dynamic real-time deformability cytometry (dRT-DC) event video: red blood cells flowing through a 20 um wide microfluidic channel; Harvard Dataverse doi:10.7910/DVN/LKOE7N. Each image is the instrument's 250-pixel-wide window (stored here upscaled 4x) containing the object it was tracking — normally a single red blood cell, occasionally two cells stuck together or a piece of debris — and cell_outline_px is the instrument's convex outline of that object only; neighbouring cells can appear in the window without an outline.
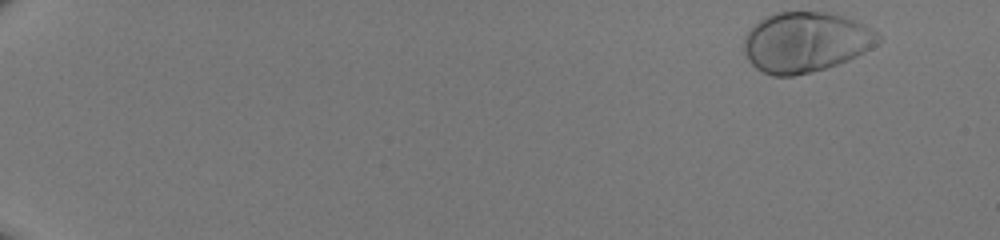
{"species": "human", "species_latin": "Homo sapiens", "temperature_condition": "room temperature", "stored_images_in_passage": 47, "camera_frame_rate_fps": 3000, "um_per_image_px": 0.085, "donor": {"sex": "male"}, "frame": {"image": 1, "passage_image": 1, "time_ms": 0.0, "image_size_px": [1000, 240], "cell_outline_px": [[880, 44], [848, 60], [812, 72], [792, 76], [772, 76], [756, 68], [748, 60], [744, 52], [744, 36], [764, 16], [776, 12], [824, 12], [840, 16], [864, 24], [872, 28], [880, 36]], "centroid_in_image_um": [68.47, 3.58], "position_along_channel_um": 16.5, "area_um2": 46.93}}
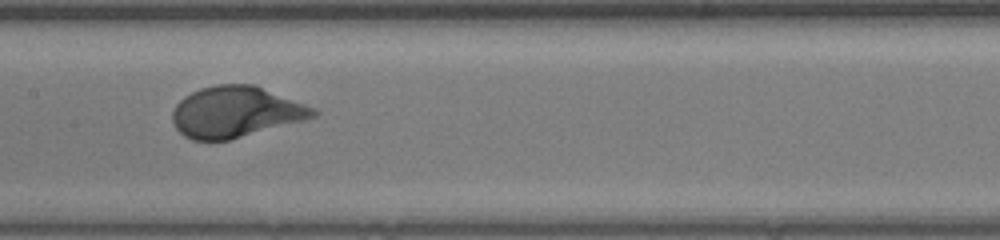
{"frame": {"image": 2, "passage_image": 26, "time_ms": 8.333, "image_size_px": [1000, 240], "cell_outline_px": [[320, 112], [316, 116], [304, 120], [228, 140], [192, 140], [184, 136], [176, 128], [172, 120], [172, 112], [176, 104], [184, 96], [200, 88], [216, 84], [256, 84], [316, 108]], "centroid_in_image_um": [20.04, 9.5], "position_along_channel_um": 187.4, "area_um2": 41.96}}
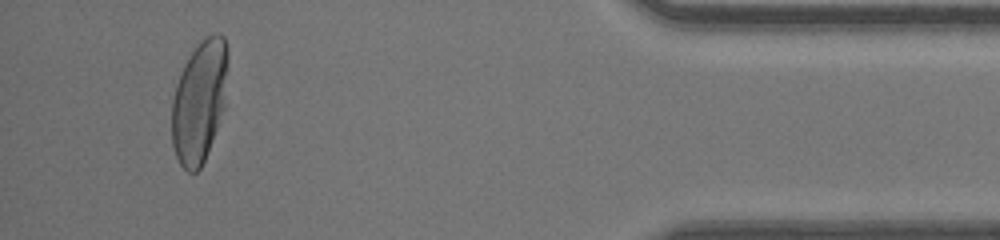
{"frame": {"image": 3, "passage_image": 45, "time_ms": 14.667, "image_size_px": [1000, 240], "cell_outline_px": [[228, 56], [224, 108], [204, 160], [200, 168], [196, 172], [188, 172], [180, 164], [176, 156], [172, 144], [172, 100], [176, 84], [180, 72], [184, 64], [192, 52], [208, 36], [216, 32], [224, 36], [228, 48]], "centroid_in_image_um": [16.94, 8.61], "position_along_channel_um": 418.3, "area_um2": 39.54}}